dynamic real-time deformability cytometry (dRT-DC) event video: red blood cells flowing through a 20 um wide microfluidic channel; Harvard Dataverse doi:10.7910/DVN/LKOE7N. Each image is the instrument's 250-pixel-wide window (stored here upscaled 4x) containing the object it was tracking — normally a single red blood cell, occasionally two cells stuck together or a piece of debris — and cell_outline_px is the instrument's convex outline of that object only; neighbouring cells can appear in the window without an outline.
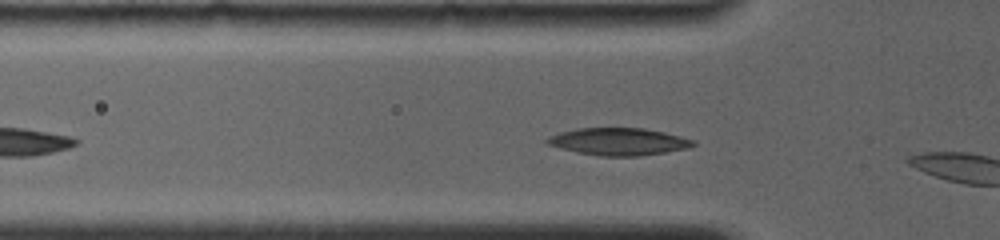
{"species": "common noctule bat (a hibernating species)", "species_latin": "Nyctalus noctula", "temperature_condition": "room temperature", "stored_images_in_passage": 6, "camera_frame_rate_fps": 4000, "um_per_image_px": 0.085, "animal": {"sex": "female", "body_mass_g": 19.0, "forearm_length_mm": 56.7}, "frame": {"image": 1, "passage_image": 2, "time_ms": 0.25, "image_size_px": [1000, 240], "cell_outline_px": [[696, 144], [688, 148], [640, 156], [600, 156], [576, 152], [560, 148], [548, 144], [544, 140], [548, 136], [560, 132], [576, 128], [644, 128], [664, 132], [696, 140]], "centroid_in_image_um": [52.57, 12.03], "position_along_channel_um": 73.2, "area_um2": 23.29}}
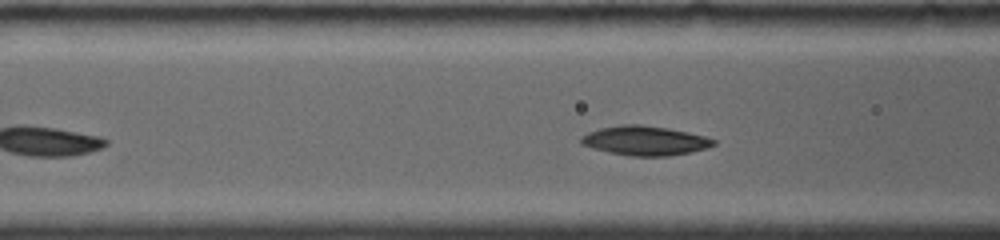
{"frame": {"image": 2, "passage_image": 5, "time_ms": 1.25, "image_size_px": [1000, 240], "cell_outline_px": [[716, 144], [692, 152], [668, 156], [628, 156], [608, 152], [580, 144], [580, 136], [588, 132], [600, 128], [620, 124], [640, 124], [668, 128], [688, 132], [704, 136], [716, 140]], "centroid_in_image_um": [54.79, 11.95], "position_along_channel_um": 111.8, "area_um2": 22.77}}